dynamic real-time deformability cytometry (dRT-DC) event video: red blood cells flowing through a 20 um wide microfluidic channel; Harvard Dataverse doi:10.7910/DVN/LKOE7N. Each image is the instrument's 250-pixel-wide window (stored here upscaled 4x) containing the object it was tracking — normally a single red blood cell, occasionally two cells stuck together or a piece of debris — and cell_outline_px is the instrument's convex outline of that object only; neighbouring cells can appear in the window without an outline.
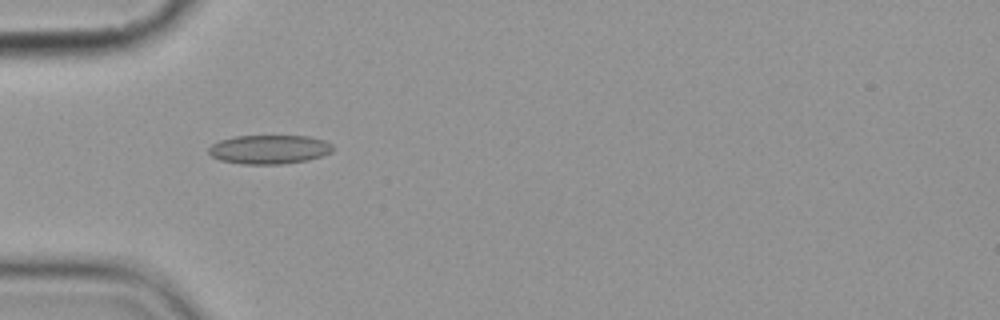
{"species": "common noctule bat (a hibernating species)", "species_latin": "Nyctalus noctula", "temperature_condition": "cold", "stored_images_in_passage": 2, "camera_frame_rate_fps": 3000, "um_per_image_px": 0.085, "animal": {"sex": "female", "body_mass_g": 19.9}, "frame": {"image": 1, "passage_image": 1, "time_ms": 0.0, "image_size_px": [1000, 320], "cell_outline_px": [[332, 152], [308, 160], [280, 164], [240, 164], [220, 160], [212, 156], [208, 152], [208, 148], [212, 144], [220, 140], [236, 136], [308, 136], [324, 140], [332, 144]], "centroid_in_image_um": [22.87, 12.7], "position_along_channel_um": 62.1, "area_um2": 20.92}}
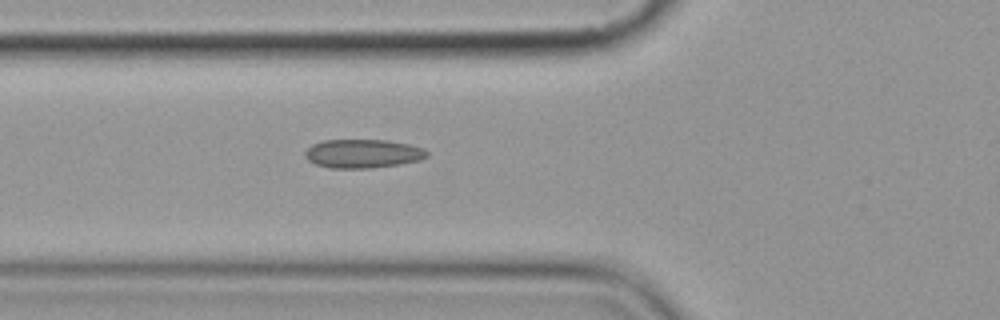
{"frame": {"image": 2, "passage_image": 2, "time_ms": 1.0, "image_size_px": [1000, 320], "cell_outline_px": [[428, 156], [420, 160], [400, 164], [372, 168], [328, 168], [316, 164], [308, 160], [304, 156], [304, 152], [312, 144], [324, 140], [388, 140], [408, 144], [424, 148], [428, 152]], "centroid_in_image_um": [30.84, 13.06], "position_along_channel_um": 95.0, "area_um2": 20.52}}